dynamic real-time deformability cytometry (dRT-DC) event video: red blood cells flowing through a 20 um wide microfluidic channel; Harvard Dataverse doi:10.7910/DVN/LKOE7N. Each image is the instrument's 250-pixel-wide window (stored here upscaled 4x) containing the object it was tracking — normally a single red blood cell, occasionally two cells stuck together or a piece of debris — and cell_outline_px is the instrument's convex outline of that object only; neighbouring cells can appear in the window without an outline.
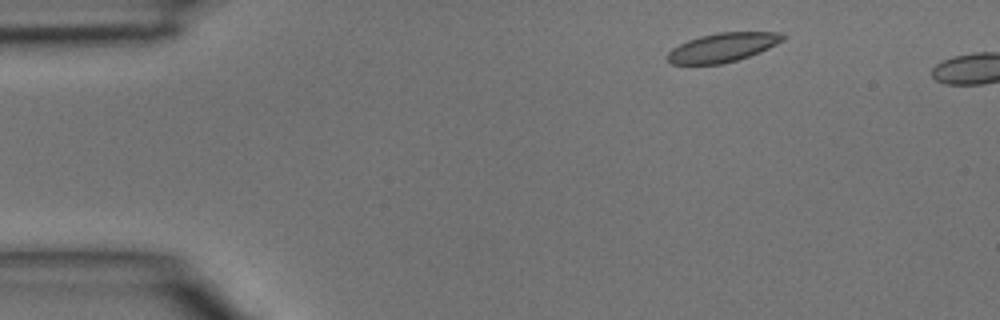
{"species": "common noctule bat (a hibernating species)", "species_latin": "Nyctalus noctula", "temperature_condition": "room temperature", "stored_images_in_passage": 3, "camera_frame_rate_fps": 3000, "um_per_image_px": 0.085, "animal": {"sex": "male", "body_mass_g": 15.6}, "frame": {"image": 1, "passage_image": 1, "time_ms": 0.0, "image_size_px": [1000, 320], "cell_outline_px": [[784, 40], [760, 52], [724, 64], [672, 64], [664, 56], [672, 48], [688, 40], [700, 36], [716, 32], [784, 32]], "centroid_in_image_um": [61.41, 4.03], "position_along_channel_um": 23.6, "area_um2": 19.54}}